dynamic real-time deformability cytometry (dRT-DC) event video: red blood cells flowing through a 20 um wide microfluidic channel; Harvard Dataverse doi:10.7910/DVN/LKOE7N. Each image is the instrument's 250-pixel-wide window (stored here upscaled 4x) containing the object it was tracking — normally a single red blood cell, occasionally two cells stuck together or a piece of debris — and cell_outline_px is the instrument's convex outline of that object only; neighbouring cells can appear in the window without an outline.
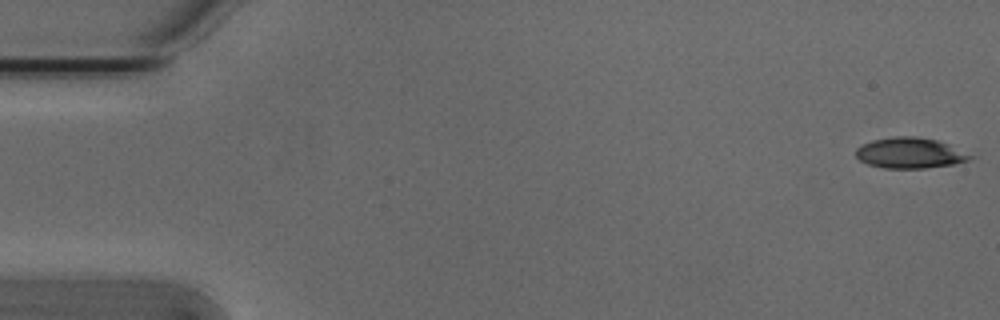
{"species": "Egyptian fruit bat (a non-hibernating species)", "species_latin": "Rousettus aegyptiacus", "temperature_condition": "cold", "stored_images_in_passage": 54, "camera_frame_rate_fps": 3000, "um_per_image_px": 0.085, "animal": {"sex": "male"}, "frame": {"image": 1, "passage_image": 1, "time_ms": 0.0, "image_size_px": [1000, 320], "cell_outline_px": [[976, 156], [968, 160], [952, 164], [924, 168], [884, 168], [868, 164], [860, 160], [856, 156], [856, 148], [860, 144], [872, 140], [896, 136], [912, 136], [936, 140], [948, 144]], "centroid_in_image_um": [77.33, 13.0], "position_along_channel_um": 7.7, "area_um2": 20.35}}
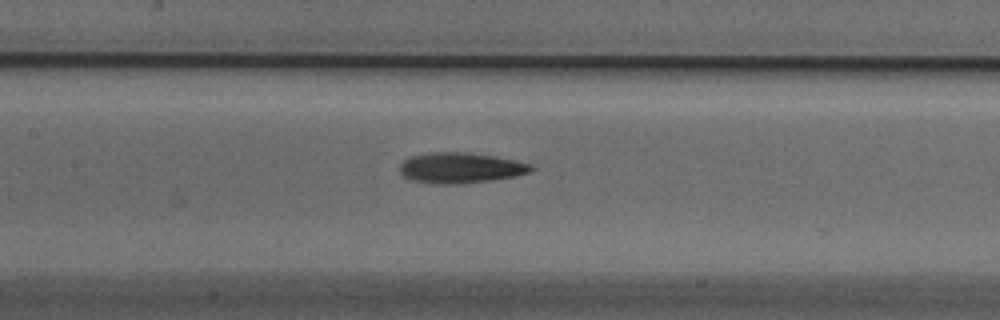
{"frame": {"image": 2, "passage_image": 25, "time_ms": 8.0, "image_size_px": [1000, 320], "cell_outline_px": [[536, 168], [528, 172], [516, 176], [492, 180], [456, 184], [436, 184], [412, 180], [404, 176], [400, 172], [400, 164], [404, 160], [412, 156], [436, 152], [464, 152], [492, 156], [516, 160], [532, 164]], "centroid_in_image_um": [39.17, 14.27], "position_along_channel_um": 168.2, "area_um2": 23.24}}
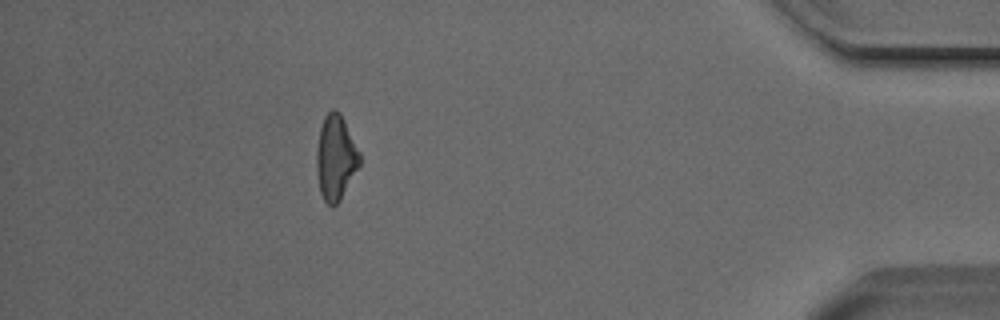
{"frame": {"image": 3, "passage_image": 48, "time_ms": 15.667, "image_size_px": [1000, 320], "cell_outline_px": [[360, 164], [340, 200], [332, 208], [324, 200], [320, 192], [316, 168], [316, 152], [320, 128], [324, 116], [332, 108], [336, 108], [340, 112], [360, 152]], "centroid_in_image_um": [28.52, 13.38], "position_along_channel_um": 406.7, "area_um2": 21.33}, "authors_computed_cell_mechanics": {"area_um2": 21.9062, "velocity_mm_per_s": 3.8112, "shape_relaxation_time_tau1_ms": 5.6972, "shape_relaxation_time_tau2_ms": 5.6155, "deformation_change_tau1": 0.1693, "deformation_change_tau2": 0.187}}